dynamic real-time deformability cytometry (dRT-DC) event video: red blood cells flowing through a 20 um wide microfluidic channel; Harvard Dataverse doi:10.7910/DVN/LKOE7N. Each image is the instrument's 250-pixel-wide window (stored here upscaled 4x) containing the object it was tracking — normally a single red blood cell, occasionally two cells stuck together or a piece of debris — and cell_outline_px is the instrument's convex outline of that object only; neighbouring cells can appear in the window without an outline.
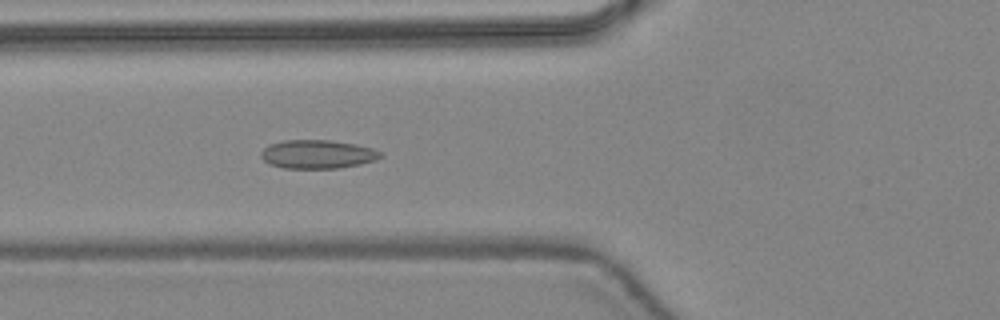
{"species": "common noctule bat (a hibernating species)", "species_latin": "Nyctalus noctula", "temperature_condition": "warm", "stored_images_in_passage": 47, "camera_frame_rate_fps": 3000, "um_per_image_px": 0.085, "animal": {"sex": "female", "body_mass_g": 24.6, "forearm_length_mm": 56.2}, "frame": {"image": 1, "passage_image": 19, "time_ms": 6.0, "image_size_px": [1000, 320], "cell_outline_px": [[384, 156], [376, 160], [360, 164], [340, 168], [284, 168], [268, 164], [260, 156], [260, 152], [268, 144], [284, 140], [332, 140], [356, 144], [372, 148], [384, 152]], "centroid_in_image_um": [27.01, 13.1], "position_along_channel_um": 98.8, "area_um2": 20.23}}
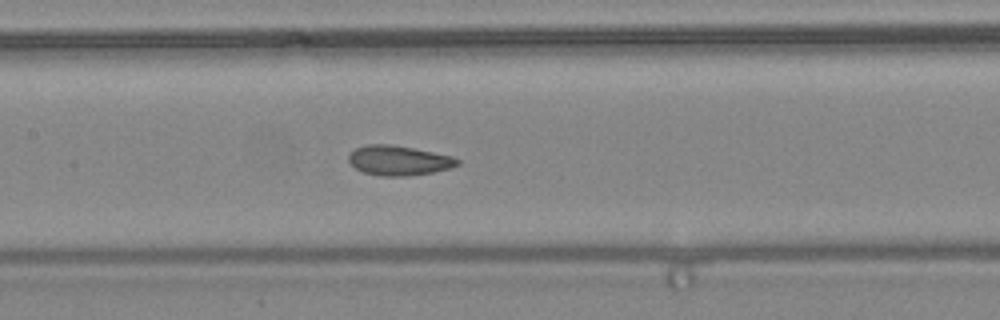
{"frame": {"image": 2, "passage_image": 24, "time_ms": 7.667, "image_size_px": [1000, 320], "cell_outline_px": [[460, 164], [452, 168], [432, 172], [408, 176], [380, 176], [364, 172], [356, 168], [348, 160], [348, 152], [356, 148], [368, 144], [392, 144], [452, 156], [460, 160]], "centroid_in_image_um": [33.89, 13.64], "position_along_channel_um": 173.5, "area_um2": 18.9}}
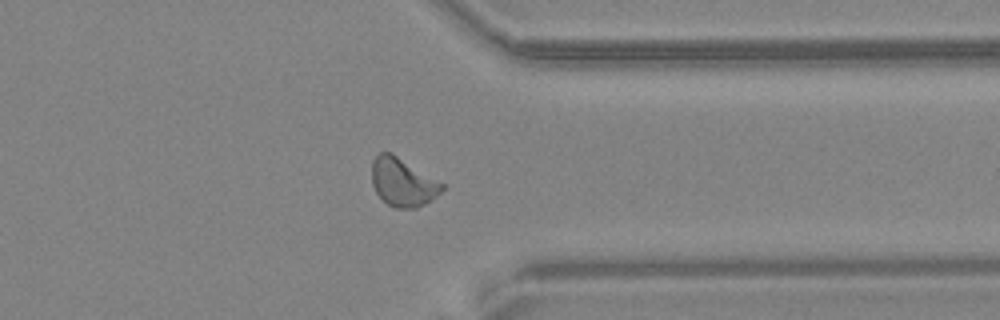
{"frame": {"image": 3, "passage_image": 38, "time_ms": 12.333, "image_size_px": [1000, 320], "cell_outline_px": [[444, 188], [432, 200], [416, 208], [396, 208], [388, 204], [376, 192], [372, 184], [372, 160], [380, 152], [392, 152], [444, 184]], "centroid_in_image_um": [34.22, 15.48], "position_along_channel_um": 377.2, "area_um2": 19.65}, "authors_computed_cell_mechanics": {"area_um2": 19.4208, "velocity_mm_per_s": 4.4411, "shape_relaxation_time_tau1_ms": null, "shape_relaxation_time_tau2_ms": 1.3201, "deformation_change_tau1": null, "deformation_change_tau2": 0.0584}}